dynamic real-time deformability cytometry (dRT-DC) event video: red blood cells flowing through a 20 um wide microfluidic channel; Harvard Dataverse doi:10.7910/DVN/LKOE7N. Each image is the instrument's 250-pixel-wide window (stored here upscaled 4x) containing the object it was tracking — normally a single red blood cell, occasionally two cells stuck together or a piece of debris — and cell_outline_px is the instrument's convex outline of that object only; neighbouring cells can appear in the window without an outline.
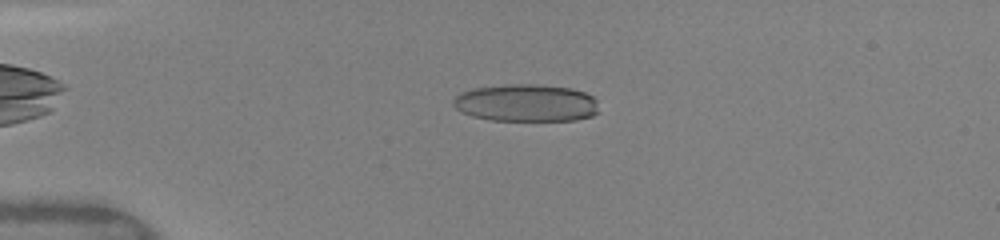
{"species": "human", "species_latin": "Homo sapiens", "temperature_condition": "warm", "stored_images_in_passage": 42, "camera_frame_rate_fps": 3000, "um_per_image_px": 0.085, "donor": {"sex": "female"}, "frame": {"image": 1, "passage_image": 5, "time_ms": 1.333, "image_size_px": [1000, 240], "cell_outline_px": [[596, 112], [592, 116], [576, 120], [488, 120], [472, 116], [460, 112], [452, 104], [452, 100], [460, 92], [472, 88], [508, 84], [536, 84], [572, 88], [584, 92], [592, 96], [596, 100]], "centroid_in_image_um": [44.67, 8.74], "position_along_channel_um": 40.3, "area_um2": 31.85}}
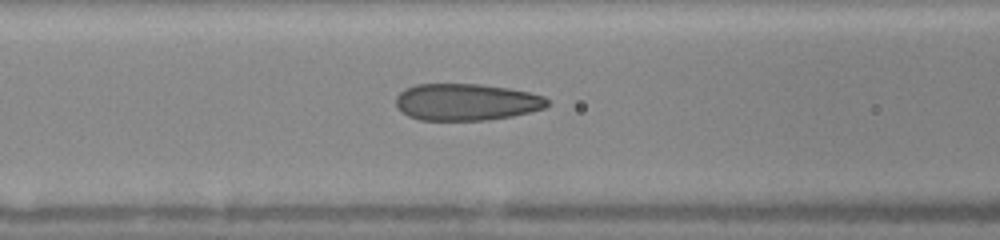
{"frame": {"image": 2, "passage_image": 14, "time_ms": 4.333, "image_size_px": [1000, 240], "cell_outline_px": [[548, 104], [544, 108], [512, 116], [484, 120], [420, 120], [408, 116], [400, 112], [396, 104], [396, 96], [404, 88], [416, 84], [480, 84], [508, 88], [528, 92], [544, 96], [548, 100]], "centroid_in_image_um": [39.59, 8.67], "position_along_channel_um": 127.0, "area_um2": 32.54}}
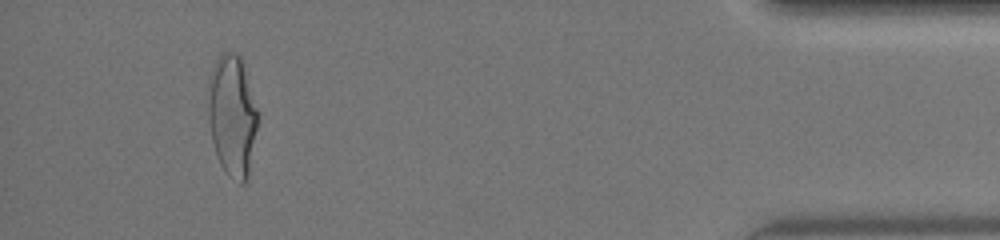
{"frame": {"image": 3, "passage_image": 39, "time_ms": 12.667, "image_size_px": [1000, 240], "cell_outline_px": [[256, 128], [248, 176], [244, 184], [240, 184], [228, 176], [224, 172], [216, 156], [212, 140], [208, 120], [208, 76], [216, 56], [224, 52], [236, 52], [244, 60], [256, 108]], "centroid_in_image_um": [19.7, 9.77], "position_along_channel_um": 415.5, "area_um2": 35.49}, "authors_computed_cell_mechanics": {"area_um2": 32.5125, "velocity_mm_per_s": 4.1235, "shape_relaxation_time_tau1_ms": 5.9311, "shape_relaxation_time_tau2_ms": 0.6892, "deformation_change_tau1": 0.2068, "deformation_change_tau2": 0.0833}}